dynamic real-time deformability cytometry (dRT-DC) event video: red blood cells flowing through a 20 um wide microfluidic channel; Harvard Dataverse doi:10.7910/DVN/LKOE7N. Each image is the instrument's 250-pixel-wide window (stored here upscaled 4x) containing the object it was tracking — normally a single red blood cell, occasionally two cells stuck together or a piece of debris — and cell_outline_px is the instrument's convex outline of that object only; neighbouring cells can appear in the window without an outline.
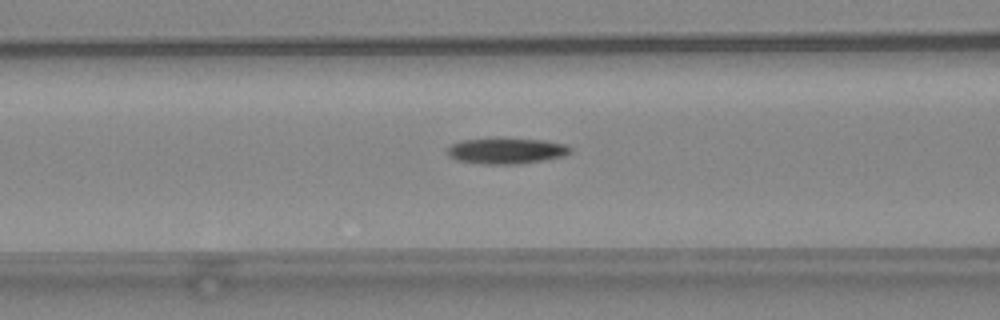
{"species": "common noctule bat (a hibernating species)", "species_latin": "Nyctalus noctula", "temperature_condition": "warm", "stored_images_in_passage": 24, "camera_frame_rate_fps": 3000, "um_per_image_px": 0.085, "animal": {"sex": "female", "body_mass_g": 24.6, "forearm_length_mm": 56.2}, "frame": {"image": 1, "passage_image": 8, "time_ms": 2.333, "image_size_px": [1000, 320], "cell_outline_px": [[572, 152], [564, 156], [520, 164], [480, 164], [456, 160], [448, 156], [448, 148], [452, 144], [460, 140], [544, 140], [564, 144], [572, 148]], "centroid_in_image_um": [43.05, 12.86], "position_along_channel_um": 123.6, "area_um2": 18.03}}
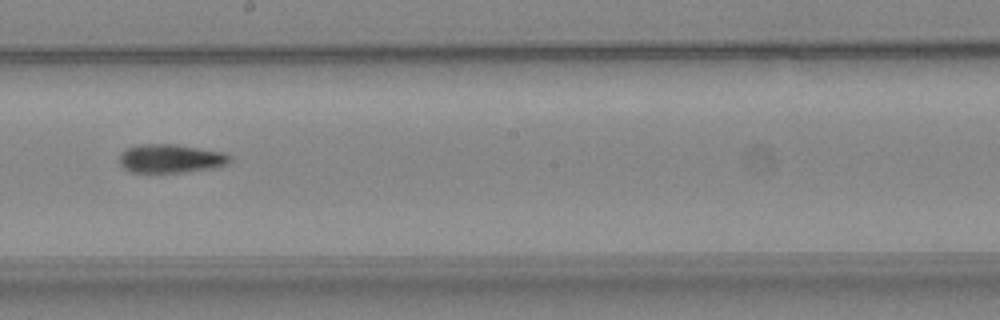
{"frame": {"image": 2, "passage_image": 16, "time_ms": 5.0, "image_size_px": [1000, 320], "cell_outline_px": [[232, 160], [228, 164], [212, 168], [180, 172], [132, 172], [124, 168], [120, 164], [120, 152], [124, 148], [140, 144], [176, 144], [228, 152], [232, 156]], "centroid_in_image_um": [14.55, 13.45], "position_along_channel_um": 233.7, "area_um2": 18.73}}
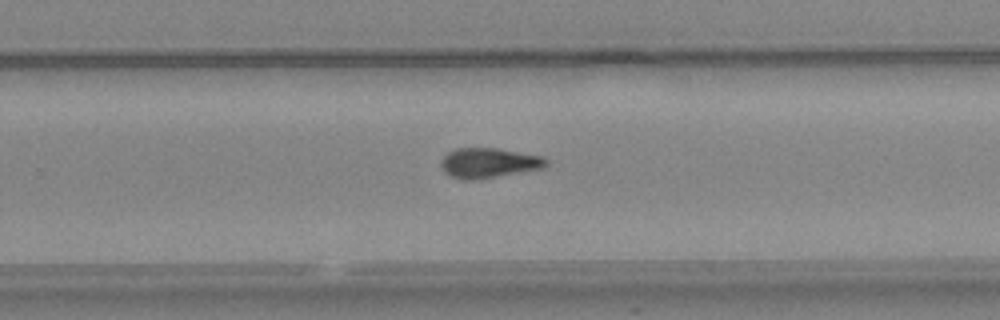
{"frame": {"image": 3, "passage_image": 20, "time_ms": 6.333, "image_size_px": [1000, 320], "cell_outline_px": [[548, 164], [544, 168], [476, 180], [464, 180], [452, 176], [444, 172], [440, 164], [444, 156], [448, 152], [456, 148], [496, 148], [544, 156], [548, 160]], "centroid_in_image_um": [41.57, 13.85], "position_along_channel_um": 288.2, "area_um2": 18.44}}